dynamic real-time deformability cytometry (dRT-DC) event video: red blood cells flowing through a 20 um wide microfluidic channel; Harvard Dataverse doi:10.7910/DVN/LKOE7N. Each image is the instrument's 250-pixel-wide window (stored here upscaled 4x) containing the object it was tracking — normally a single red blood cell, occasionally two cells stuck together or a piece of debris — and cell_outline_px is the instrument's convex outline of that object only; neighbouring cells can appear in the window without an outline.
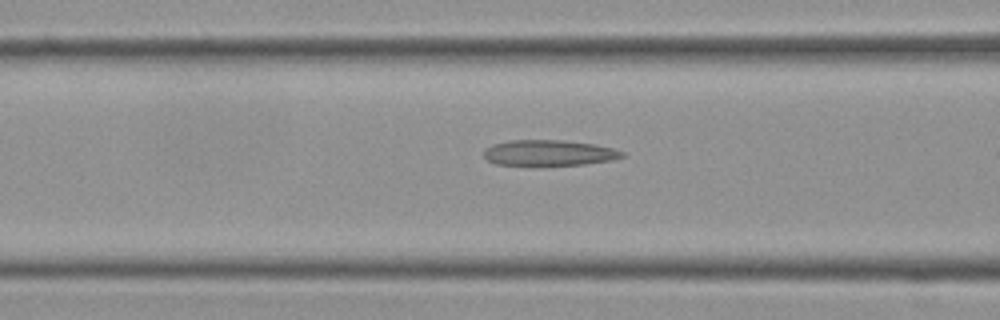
{"species": "Egyptian fruit bat (a non-hibernating species)", "species_latin": "Rousettus aegyptiacus", "temperature_condition": "cold", "stored_images_in_passage": 21, "camera_frame_rate_fps": 3000, "um_per_image_px": 0.085, "frame": {"image": 1, "passage_image": 12, "time_ms": 3.667, "image_size_px": [1000, 320], "cell_outline_px": [[624, 156], [612, 160], [584, 164], [496, 164], [488, 160], [484, 156], [484, 148], [492, 144], [508, 140], [564, 140], [596, 144], [612, 148], [624, 152]], "centroid_in_image_um": [46.66, 12.97], "position_along_channel_um": 119.9, "area_um2": 20.46}}
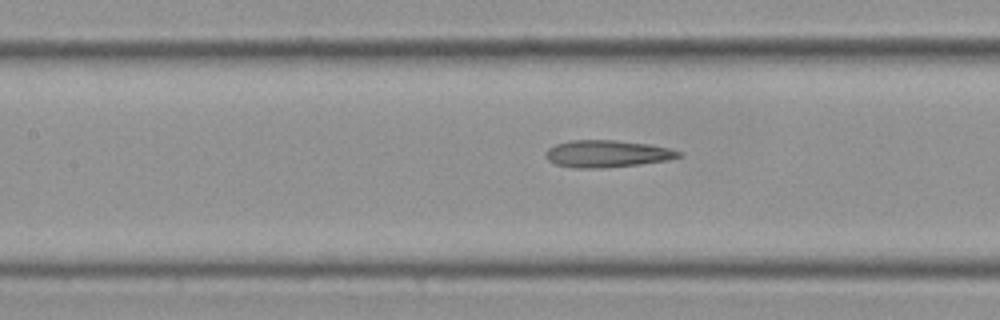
{"frame": {"image": 2, "passage_image": 15, "time_ms": 4.667, "image_size_px": [1000, 320], "cell_outline_px": [[680, 156], [668, 160], [640, 164], [600, 168], [576, 168], [556, 164], [548, 160], [548, 148], [556, 144], [572, 140], [616, 140], [648, 144], [668, 148], [680, 152]], "centroid_in_image_um": [51.6, 13.07], "position_along_channel_um": 155.8, "area_um2": 20.63}}